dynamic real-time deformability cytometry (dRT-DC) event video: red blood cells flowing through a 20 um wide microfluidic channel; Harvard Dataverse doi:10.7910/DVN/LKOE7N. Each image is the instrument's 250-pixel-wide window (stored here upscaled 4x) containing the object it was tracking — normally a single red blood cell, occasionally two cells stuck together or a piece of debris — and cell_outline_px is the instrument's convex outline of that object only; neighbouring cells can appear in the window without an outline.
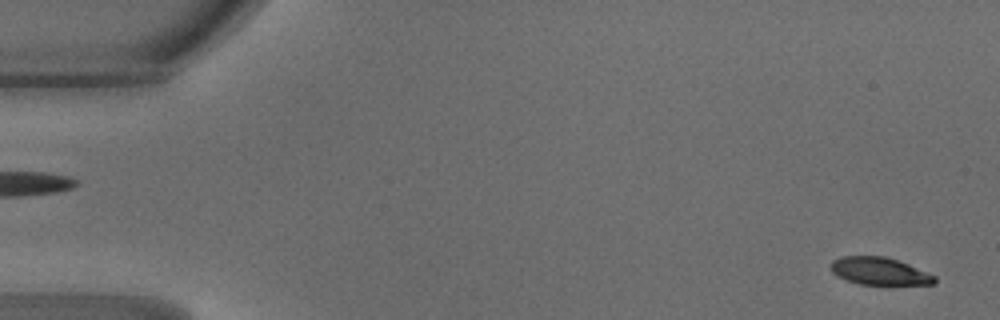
{"species": "common noctule bat (a hibernating species)", "species_latin": "Nyctalus noctula", "temperature_condition": "warm", "stored_images_in_passage": 47, "camera_frame_rate_fps": 3000, "um_per_image_px": 0.085, "animal": {"sex": "male", "body_mass_g": 18.8}, "frame": {"image": 1, "passage_image": 1, "time_ms": 0.0, "image_size_px": [1000, 320], "cell_outline_px": [[936, 284], [860, 284], [836, 276], [832, 272], [828, 264], [832, 260], [840, 256], [884, 256], [908, 264], [936, 276]], "centroid_in_image_um": [74.7, 23.04], "position_along_channel_um": 10.3, "area_um2": 16.59}}
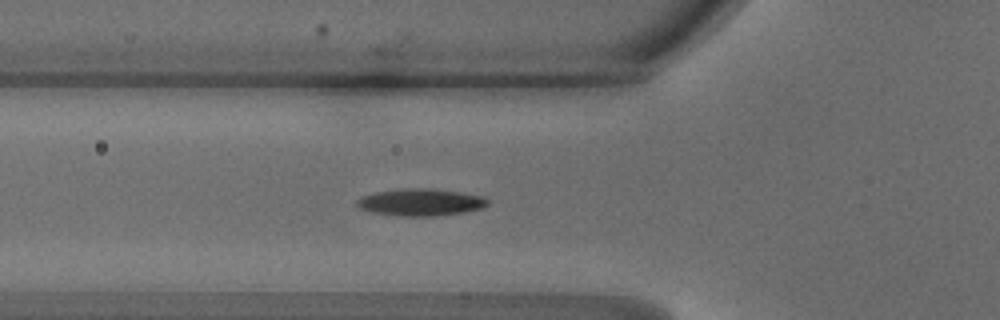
{"frame": {"image": 2, "passage_image": 16, "time_ms": 5.0, "image_size_px": [1000, 320], "cell_outline_px": [[488, 204], [480, 208], [464, 212], [436, 216], [400, 216], [372, 212], [360, 208], [356, 204], [356, 200], [360, 196], [376, 192], [400, 188], [428, 188], [460, 192], [480, 196], [488, 200]], "centroid_in_image_um": [35.7, 17.19], "position_along_channel_um": 90.1, "area_um2": 20.58}}
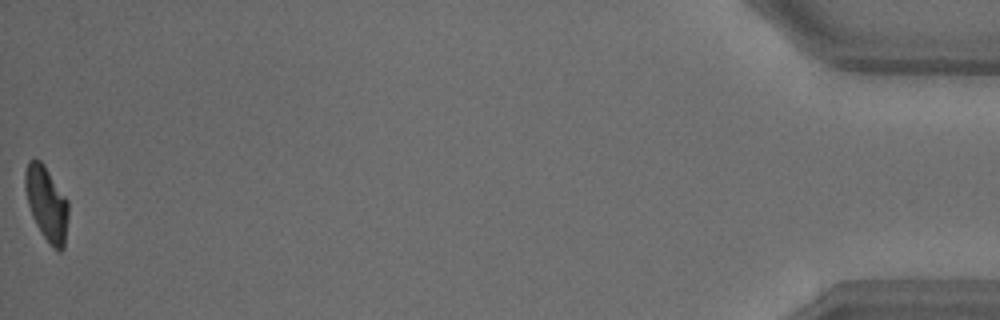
{"frame": {"image": 3, "passage_image": 47, "time_ms": 15.333, "image_size_px": [1000, 320], "cell_outline_px": [[68, 216], [64, 248], [60, 252], [56, 252], [52, 248], [40, 232], [32, 216], [28, 204], [24, 188], [24, 172], [28, 160], [40, 160], [44, 164], [68, 200]], "centroid_in_image_um": [3.96, 17.32], "position_along_channel_um": 431.2, "area_um2": 19.02}, "authors_computed_cell_mechanics": {"area_um2": 19.1896, "velocity_mm_per_s": 4.225, "shape_relaxation_time_tau1_ms": 3.2577, "shape_relaxation_time_tau2_ms": 1.4063, "deformation_change_tau1": 0.1503, "deformation_change_tau2": 0.0616}}